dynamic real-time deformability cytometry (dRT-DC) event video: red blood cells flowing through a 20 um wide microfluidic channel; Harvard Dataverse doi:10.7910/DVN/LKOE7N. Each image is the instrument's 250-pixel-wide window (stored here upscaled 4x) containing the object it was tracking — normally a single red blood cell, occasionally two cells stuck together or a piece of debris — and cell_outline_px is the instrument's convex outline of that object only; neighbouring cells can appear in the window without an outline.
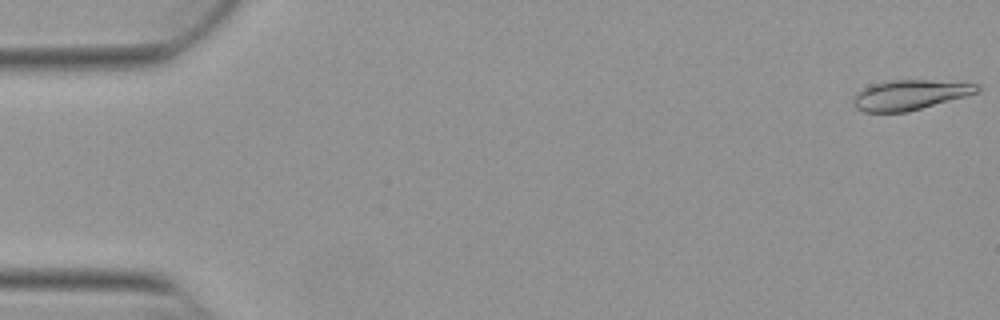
{"species": "Egyptian fruit bat (a non-hibernating species)", "species_latin": "Rousettus aegyptiacus", "temperature_condition": "warm", "stored_images_in_passage": 6, "camera_frame_rate_fps": 3000, "um_per_image_px": 0.085, "animal": {"sex": "female"}, "frame": {"image": 1, "passage_image": 1, "time_ms": 0.0, "image_size_px": [1000, 320], "cell_outline_px": [[980, 92], [908, 112], [864, 112], [856, 108], [852, 104], [852, 96], [856, 92], [868, 84], [888, 80], [928, 80], [980, 84]], "centroid_in_image_um": [77.28, 8.06], "position_along_channel_um": 7.7, "area_um2": 21.96}}